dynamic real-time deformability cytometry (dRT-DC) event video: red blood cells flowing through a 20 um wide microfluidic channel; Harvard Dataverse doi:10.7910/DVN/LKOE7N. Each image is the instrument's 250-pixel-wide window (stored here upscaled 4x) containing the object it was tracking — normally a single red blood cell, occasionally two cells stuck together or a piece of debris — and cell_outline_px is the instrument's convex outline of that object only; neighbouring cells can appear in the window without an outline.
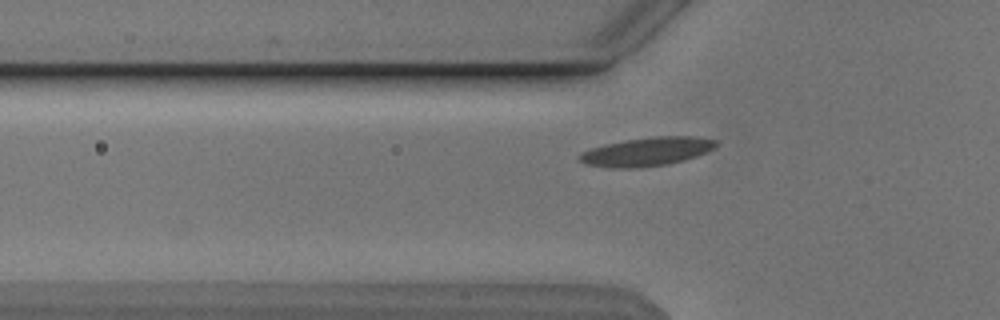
{"species": "Egyptian fruit bat (a non-hibernating species)", "species_latin": "Rousettus aegyptiacus", "temperature_condition": "cold", "stored_images_in_passage": 23, "camera_frame_rate_fps": 3000, "um_per_image_px": 0.085, "animal": {"sex": "male"}, "frame": {"image": 1, "passage_image": 5, "time_ms": 1.333, "image_size_px": [1000, 320], "cell_outline_px": [[716, 148], [696, 156], [684, 160], [668, 164], [636, 168], [608, 168], [584, 164], [576, 160], [576, 156], [580, 152], [604, 144], [624, 140], [656, 136], [696, 136], [716, 140]], "centroid_in_image_um": [54.92, 12.9], "position_along_channel_um": 70.9, "area_um2": 23.12}}
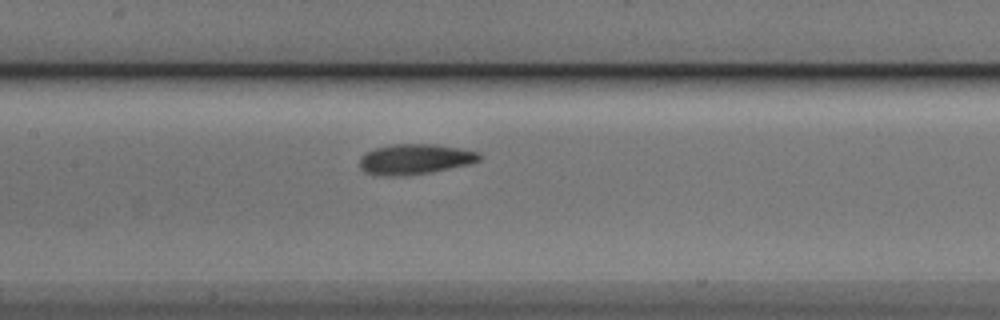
{"frame": {"image": 2, "passage_image": 13, "time_ms": 4.0, "image_size_px": [1000, 320], "cell_outline_px": [[480, 160], [468, 164], [428, 172], [400, 176], [372, 176], [364, 172], [360, 168], [360, 156], [364, 152], [376, 148], [392, 144], [436, 144], [460, 148], [480, 152]], "centroid_in_image_um": [35.2, 13.53], "position_along_channel_um": 172.2, "area_um2": 21.27}}
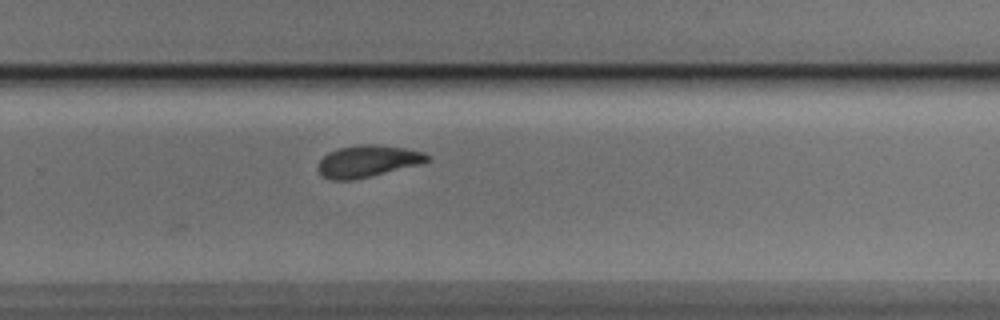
{"frame": {"image": 3, "passage_image": 23, "time_ms": 7.333, "image_size_px": [1000, 320], "cell_outline_px": [[432, 160], [420, 164], [352, 180], [332, 180], [320, 176], [316, 168], [320, 160], [328, 152], [340, 148], [356, 144], [376, 144], [404, 148], [424, 152], [432, 156]], "centroid_in_image_um": [31.24, 13.69], "position_along_channel_um": 298.6, "area_um2": 20.4}}